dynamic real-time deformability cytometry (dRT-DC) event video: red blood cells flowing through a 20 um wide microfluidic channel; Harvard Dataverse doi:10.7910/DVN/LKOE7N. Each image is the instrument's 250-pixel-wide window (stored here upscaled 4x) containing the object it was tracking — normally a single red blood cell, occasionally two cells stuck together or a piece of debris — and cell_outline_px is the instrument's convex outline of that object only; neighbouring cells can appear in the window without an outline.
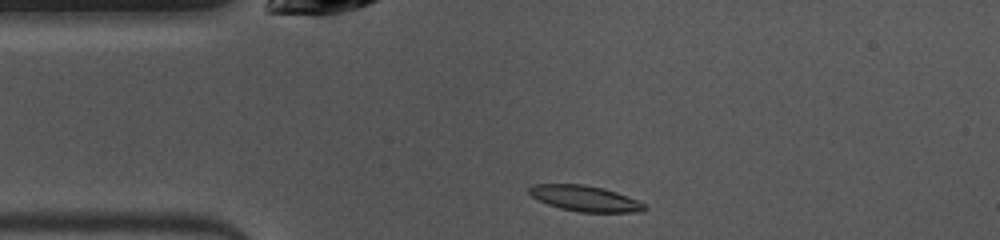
{"species": "common noctule bat (a hibernating species)", "species_latin": "Nyctalus noctula", "temperature_condition": "warm", "stored_images_in_passage": 40, "camera_frame_rate_fps": 3000, "um_per_image_px": 0.085, "animal": {"sex": "female", "body_mass_g": 10.0, "forearm_length_mm": 53.1}, "frame": {"image": 1, "passage_image": 1, "time_ms": 0.0, "image_size_px": [1000, 240], "cell_outline_px": [[648, 208], [644, 212], [580, 212], [560, 208], [548, 204], [532, 196], [528, 192], [528, 188], [532, 184], [584, 184], [604, 188], [616, 192], [636, 200], [644, 204]], "centroid_in_image_um": [49.73, 16.87], "position_along_channel_um": 35.3, "area_um2": 17.22}}
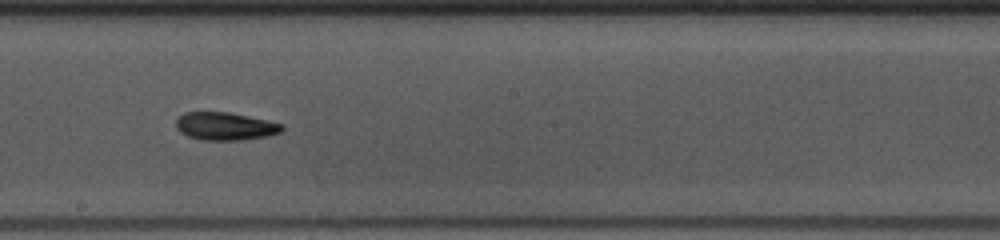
{"frame": {"image": 2, "passage_image": 17, "time_ms": 5.333, "image_size_px": [1000, 240], "cell_outline_px": [[284, 128], [280, 132], [268, 136], [240, 140], [200, 140], [188, 136], [180, 132], [176, 128], [176, 120], [184, 112], [228, 112], [268, 120], [284, 124]], "centroid_in_image_um": [19.14, 10.73], "position_along_channel_um": 229.1, "area_um2": 17.28}}
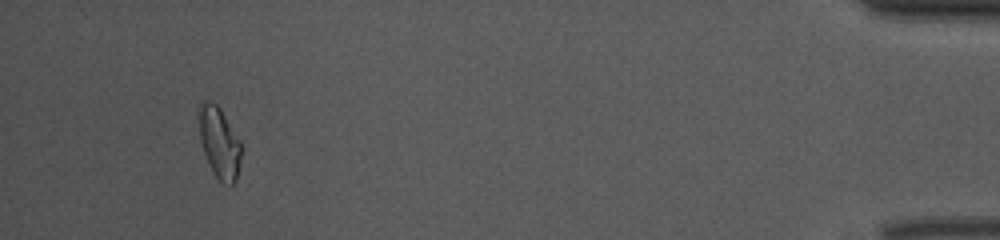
{"frame": {"image": 3, "passage_image": 37, "time_ms": 12.0, "image_size_px": [1000, 240], "cell_outline_px": [[244, 148], [236, 180], [232, 184], [220, 180], [212, 172], [204, 152], [200, 140], [200, 104], [204, 100], [208, 100], [216, 104], [220, 108], [240, 140]], "centroid_in_image_um": [18.69, 12.13], "position_along_channel_um": 416.5, "area_um2": 17.4}, "authors_computed_cell_mechanics": {"area_um2": 17.0799, "velocity_mm_per_s": 3.9994, "shape_relaxation_time_tau1_ms": 7.8248, "shape_relaxation_time_tau2_ms": 9.762, "deformation_change_tau1": 0.2099, "deformation_change_tau2": 0.1928}}